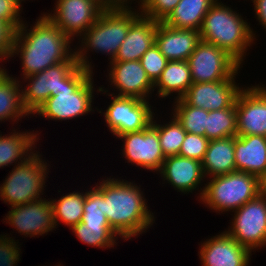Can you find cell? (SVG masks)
Returning a JSON list of instances; mask_svg holds the SVG:
<instances>
[{
    "mask_svg": "<svg viewBox=\"0 0 266 266\" xmlns=\"http://www.w3.org/2000/svg\"><path fill=\"white\" fill-rule=\"evenodd\" d=\"M41 15L29 29L24 20L16 30L11 58L16 54L21 58L22 78L60 62L76 61L73 42L46 15Z\"/></svg>",
    "mask_w": 266,
    "mask_h": 266,
    "instance_id": "1",
    "label": "cell"
},
{
    "mask_svg": "<svg viewBox=\"0 0 266 266\" xmlns=\"http://www.w3.org/2000/svg\"><path fill=\"white\" fill-rule=\"evenodd\" d=\"M100 181L96 186L104 194V214L121 239L127 241L140 236L153 225L154 213L148 209L140 185L116 177Z\"/></svg>",
    "mask_w": 266,
    "mask_h": 266,
    "instance_id": "2",
    "label": "cell"
},
{
    "mask_svg": "<svg viewBox=\"0 0 266 266\" xmlns=\"http://www.w3.org/2000/svg\"><path fill=\"white\" fill-rule=\"evenodd\" d=\"M140 16V9L132 8L131 5L103 10L97 21L79 38V46L75 47L77 64L93 72L88 56L89 50L108 55L109 61H113L127 36L129 27Z\"/></svg>",
    "mask_w": 266,
    "mask_h": 266,
    "instance_id": "3",
    "label": "cell"
},
{
    "mask_svg": "<svg viewBox=\"0 0 266 266\" xmlns=\"http://www.w3.org/2000/svg\"><path fill=\"white\" fill-rule=\"evenodd\" d=\"M199 32L202 41L223 49L241 66L256 39L250 23L219 0L206 13Z\"/></svg>",
    "mask_w": 266,
    "mask_h": 266,
    "instance_id": "4",
    "label": "cell"
},
{
    "mask_svg": "<svg viewBox=\"0 0 266 266\" xmlns=\"http://www.w3.org/2000/svg\"><path fill=\"white\" fill-rule=\"evenodd\" d=\"M94 73L77 66L64 80L56 96H50L34 113L45 119L67 121L88 115L93 109Z\"/></svg>",
    "mask_w": 266,
    "mask_h": 266,
    "instance_id": "5",
    "label": "cell"
},
{
    "mask_svg": "<svg viewBox=\"0 0 266 266\" xmlns=\"http://www.w3.org/2000/svg\"><path fill=\"white\" fill-rule=\"evenodd\" d=\"M207 181L200 202L219 214L234 212L260 194L259 178L245 172L235 171Z\"/></svg>",
    "mask_w": 266,
    "mask_h": 266,
    "instance_id": "6",
    "label": "cell"
},
{
    "mask_svg": "<svg viewBox=\"0 0 266 266\" xmlns=\"http://www.w3.org/2000/svg\"><path fill=\"white\" fill-rule=\"evenodd\" d=\"M41 156L37 150L26 161L13 166L11 173L9 171L3 184L0 185L1 201L12 207L42 198L50 171L49 164Z\"/></svg>",
    "mask_w": 266,
    "mask_h": 266,
    "instance_id": "7",
    "label": "cell"
},
{
    "mask_svg": "<svg viewBox=\"0 0 266 266\" xmlns=\"http://www.w3.org/2000/svg\"><path fill=\"white\" fill-rule=\"evenodd\" d=\"M103 88L99 86L96 93H105L112 101L105 111L101 109L98 112L103 113L106 126L116 139L120 135L146 129L151 124L154 110L149 99L115 96Z\"/></svg>",
    "mask_w": 266,
    "mask_h": 266,
    "instance_id": "8",
    "label": "cell"
},
{
    "mask_svg": "<svg viewBox=\"0 0 266 266\" xmlns=\"http://www.w3.org/2000/svg\"><path fill=\"white\" fill-rule=\"evenodd\" d=\"M187 61L192 83L218 82L236 78L242 67L226 51L202 40Z\"/></svg>",
    "mask_w": 266,
    "mask_h": 266,
    "instance_id": "9",
    "label": "cell"
},
{
    "mask_svg": "<svg viewBox=\"0 0 266 266\" xmlns=\"http://www.w3.org/2000/svg\"><path fill=\"white\" fill-rule=\"evenodd\" d=\"M231 226L225 230L251 252L266 246V197L259 194L234 211Z\"/></svg>",
    "mask_w": 266,
    "mask_h": 266,
    "instance_id": "10",
    "label": "cell"
},
{
    "mask_svg": "<svg viewBox=\"0 0 266 266\" xmlns=\"http://www.w3.org/2000/svg\"><path fill=\"white\" fill-rule=\"evenodd\" d=\"M54 8L44 15L71 41L75 40L74 37H81L103 11L92 0H56Z\"/></svg>",
    "mask_w": 266,
    "mask_h": 266,
    "instance_id": "11",
    "label": "cell"
},
{
    "mask_svg": "<svg viewBox=\"0 0 266 266\" xmlns=\"http://www.w3.org/2000/svg\"><path fill=\"white\" fill-rule=\"evenodd\" d=\"M77 66V61H64L23 78L22 82L28 81V84L22 85V102L30 113V118L31 114L33 115L50 96L57 95V91L63 85V80Z\"/></svg>",
    "mask_w": 266,
    "mask_h": 266,
    "instance_id": "12",
    "label": "cell"
},
{
    "mask_svg": "<svg viewBox=\"0 0 266 266\" xmlns=\"http://www.w3.org/2000/svg\"><path fill=\"white\" fill-rule=\"evenodd\" d=\"M117 138L123 141L121 153L128 163L158 174L165 156L159 142L158 131L151 124L146 129L126 133Z\"/></svg>",
    "mask_w": 266,
    "mask_h": 266,
    "instance_id": "13",
    "label": "cell"
},
{
    "mask_svg": "<svg viewBox=\"0 0 266 266\" xmlns=\"http://www.w3.org/2000/svg\"><path fill=\"white\" fill-rule=\"evenodd\" d=\"M246 87V88H245ZM237 95V135L266 137V86H245Z\"/></svg>",
    "mask_w": 266,
    "mask_h": 266,
    "instance_id": "14",
    "label": "cell"
},
{
    "mask_svg": "<svg viewBox=\"0 0 266 266\" xmlns=\"http://www.w3.org/2000/svg\"><path fill=\"white\" fill-rule=\"evenodd\" d=\"M43 197L37 201L12 206L6 223L25 237H39L54 230V214L51 201Z\"/></svg>",
    "mask_w": 266,
    "mask_h": 266,
    "instance_id": "15",
    "label": "cell"
},
{
    "mask_svg": "<svg viewBox=\"0 0 266 266\" xmlns=\"http://www.w3.org/2000/svg\"><path fill=\"white\" fill-rule=\"evenodd\" d=\"M108 81L112 85L114 91H119L116 94L120 97H134L142 100H147L152 97L154 92V84L147 77L139 60L109 62ZM151 94V95H150Z\"/></svg>",
    "mask_w": 266,
    "mask_h": 266,
    "instance_id": "16",
    "label": "cell"
},
{
    "mask_svg": "<svg viewBox=\"0 0 266 266\" xmlns=\"http://www.w3.org/2000/svg\"><path fill=\"white\" fill-rule=\"evenodd\" d=\"M236 78L218 82L192 83L182 99L191 106L206 111L230 108L243 87L235 82Z\"/></svg>",
    "mask_w": 266,
    "mask_h": 266,
    "instance_id": "17",
    "label": "cell"
},
{
    "mask_svg": "<svg viewBox=\"0 0 266 266\" xmlns=\"http://www.w3.org/2000/svg\"><path fill=\"white\" fill-rule=\"evenodd\" d=\"M202 266H248L252 252L226 231L206 239L199 248Z\"/></svg>",
    "mask_w": 266,
    "mask_h": 266,
    "instance_id": "18",
    "label": "cell"
},
{
    "mask_svg": "<svg viewBox=\"0 0 266 266\" xmlns=\"http://www.w3.org/2000/svg\"><path fill=\"white\" fill-rule=\"evenodd\" d=\"M160 173L161 179L173 186L177 192L180 193H193L198 190L200 194L197 198L201 200L205 186L203 188L199 186L205 182L206 178L203 172V167L200 161L183 157L180 155L166 157L163 161V165ZM203 181V182H202Z\"/></svg>",
    "mask_w": 266,
    "mask_h": 266,
    "instance_id": "19",
    "label": "cell"
},
{
    "mask_svg": "<svg viewBox=\"0 0 266 266\" xmlns=\"http://www.w3.org/2000/svg\"><path fill=\"white\" fill-rule=\"evenodd\" d=\"M200 41L199 30L176 29L158 22L155 44L169 61H187Z\"/></svg>",
    "mask_w": 266,
    "mask_h": 266,
    "instance_id": "20",
    "label": "cell"
},
{
    "mask_svg": "<svg viewBox=\"0 0 266 266\" xmlns=\"http://www.w3.org/2000/svg\"><path fill=\"white\" fill-rule=\"evenodd\" d=\"M158 22L140 16L130 27L119 51L111 62L140 60L143 54L155 44Z\"/></svg>",
    "mask_w": 266,
    "mask_h": 266,
    "instance_id": "21",
    "label": "cell"
},
{
    "mask_svg": "<svg viewBox=\"0 0 266 266\" xmlns=\"http://www.w3.org/2000/svg\"><path fill=\"white\" fill-rule=\"evenodd\" d=\"M236 171L260 178L266 172V137L234 136Z\"/></svg>",
    "mask_w": 266,
    "mask_h": 266,
    "instance_id": "22",
    "label": "cell"
},
{
    "mask_svg": "<svg viewBox=\"0 0 266 266\" xmlns=\"http://www.w3.org/2000/svg\"><path fill=\"white\" fill-rule=\"evenodd\" d=\"M10 134L0 133V168L8 167L9 165L20 164L30 158L36 150L35 144L38 142V131H16ZM38 133V134H37ZM14 163V164H13Z\"/></svg>",
    "mask_w": 266,
    "mask_h": 266,
    "instance_id": "23",
    "label": "cell"
},
{
    "mask_svg": "<svg viewBox=\"0 0 266 266\" xmlns=\"http://www.w3.org/2000/svg\"><path fill=\"white\" fill-rule=\"evenodd\" d=\"M3 68H2V67ZM7 69L0 65V122L6 120L18 123L30 113L22 102V82L17 77L9 76Z\"/></svg>",
    "mask_w": 266,
    "mask_h": 266,
    "instance_id": "24",
    "label": "cell"
},
{
    "mask_svg": "<svg viewBox=\"0 0 266 266\" xmlns=\"http://www.w3.org/2000/svg\"><path fill=\"white\" fill-rule=\"evenodd\" d=\"M234 136L210 140L201 162L207 179L236 171Z\"/></svg>",
    "mask_w": 266,
    "mask_h": 266,
    "instance_id": "25",
    "label": "cell"
},
{
    "mask_svg": "<svg viewBox=\"0 0 266 266\" xmlns=\"http://www.w3.org/2000/svg\"><path fill=\"white\" fill-rule=\"evenodd\" d=\"M192 85V77L188 61H168L158 80L154 83L158 97L168 98L173 94L174 100L182 98Z\"/></svg>",
    "mask_w": 266,
    "mask_h": 266,
    "instance_id": "26",
    "label": "cell"
},
{
    "mask_svg": "<svg viewBox=\"0 0 266 266\" xmlns=\"http://www.w3.org/2000/svg\"><path fill=\"white\" fill-rule=\"evenodd\" d=\"M217 0H180L162 22L176 29L200 30L203 19Z\"/></svg>",
    "mask_w": 266,
    "mask_h": 266,
    "instance_id": "27",
    "label": "cell"
},
{
    "mask_svg": "<svg viewBox=\"0 0 266 266\" xmlns=\"http://www.w3.org/2000/svg\"><path fill=\"white\" fill-rule=\"evenodd\" d=\"M86 191L83 192H70L62 196L57 200L51 199L53 205L54 223L55 227L59 226L61 221L65 226L71 229L74 225H77L82 221L84 213Z\"/></svg>",
    "mask_w": 266,
    "mask_h": 266,
    "instance_id": "28",
    "label": "cell"
},
{
    "mask_svg": "<svg viewBox=\"0 0 266 266\" xmlns=\"http://www.w3.org/2000/svg\"><path fill=\"white\" fill-rule=\"evenodd\" d=\"M237 135V114L235 103L230 108L209 111L205 126V136L217 140Z\"/></svg>",
    "mask_w": 266,
    "mask_h": 266,
    "instance_id": "29",
    "label": "cell"
},
{
    "mask_svg": "<svg viewBox=\"0 0 266 266\" xmlns=\"http://www.w3.org/2000/svg\"><path fill=\"white\" fill-rule=\"evenodd\" d=\"M153 115L151 125L158 131L159 142L162 152L166 157L179 155L181 145L185 139L186 131L182 128L181 123L173 115L168 123H157Z\"/></svg>",
    "mask_w": 266,
    "mask_h": 266,
    "instance_id": "30",
    "label": "cell"
},
{
    "mask_svg": "<svg viewBox=\"0 0 266 266\" xmlns=\"http://www.w3.org/2000/svg\"><path fill=\"white\" fill-rule=\"evenodd\" d=\"M172 106L171 116L176 117L187 133L205 136L209 111L188 105L182 98L175 100Z\"/></svg>",
    "mask_w": 266,
    "mask_h": 266,
    "instance_id": "31",
    "label": "cell"
},
{
    "mask_svg": "<svg viewBox=\"0 0 266 266\" xmlns=\"http://www.w3.org/2000/svg\"><path fill=\"white\" fill-rule=\"evenodd\" d=\"M71 230L82 243L101 249L114 248L120 238L110 226L84 225L80 222Z\"/></svg>",
    "mask_w": 266,
    "mask_h": 266,
    "instance_id": "32",
    "label": "cell"
},
{
    "mask_svg": "<svg viewBox=\"0 0 266 266\" xmlns=\"http://www.w3.org/2000/svg\"><path fill=\"white\" fill-rule=\"evenodd\" d=\"M83 210L84 225L110 226L104 214V194L96 185L86 191Z\"/></svg>",
    "mask_w": 266,
    "mask_h": 266,
    "instance_id": "33",
    "label": "cell"
},
{
    "mask_svg": "<svg viewBox=\"0 0 266 266\" xmlns=\"http://www.w3.org/2000/svg\"><path fill=\"white\" fill-rule=\"evenodd\" d=\"M139 61L147 77L154 84L160 77L169 60L160 52L159 47L153 44Z\"/></svg>",
    "mask_w": 266,
    "mask_h": 266,
    "instance_id": "34",
    "label": "cell"
},
{
    "mask_svg": "<svg viewBox=\"0 0 266 266\" xmlns=\"http://www.w3.org/2000/svg\"><path fill=\"white\" fill-rule=\"evenodd\" d=\"M180 0H143L137 9L142 16L163 22L177 6Z\"/></svg>",
    "mask_w": 266,
    "mask_h": 266,
    "instance_id": "35",
    "label": "cell"
},
{
    "mask_svg": "<svg viewBox=\"0 0 266 266\" xmlns=\"http://www.w3.org/2000/svg\"><path fill=\"white\" fill-rule=\"evenodd\" d=\"M209 141L210 140L206 136L186 133L179 155L202 162L207 151Z\"/></svg>",
    "mask_w": 266,
    "mask_h": 266,
    "instance_id": "36",
    "label": "cell"
},
{
    "mask_svg": "<svg viewBox=\"0 0 266 266\" xmlns=\"http://www.w3.org/2000/svg\"><path fill=\"white\" fill-rule=\"evenodd\" d=\"M7 234L0 235V266H16L20 261L19 242Z\"/></svg>",
    "mask_w": 266,
    "mask_h": 266,
    "instance_id": "37",
    "label": "cell"
},
{
    "mask_svg": "<svg viewBox=\"0 0 266 266\" xmlns=\"http://www.w3.org/2000/svg\"><path fill=\"white\" fill-rule=\"evenodd\" d=\"M21 12L22 8L15 0H0V21L10 24L15 30L24 23Z\"/></svg>",
    "mask_w": 266,
    "mask_h": 266,
    "instance_id": "38",
    "label": "cell"
},
{
    "mask_svg": "<svg viewBox=\"0 0 266 266\" xmlns=\"http://www.w3.org/2000/svg\"><path fill=\"white\" fill-rule=\"evenodd\" d=\"M16 30L8 23L0 21V63L11 59Z\"/></svg>",
    "mask_w": 266,
    "mask_h": 266,
    "instance_id": "39",
    "label": "cell"
},
{
    "mask_svg": "<svg viewBox=\"0 0 266 266\" xmlns=\"http://www.w3.org/2000/svg\"><path fill=\"white\" fill-rule=\"evenodd\" d=\"M252 3L257 21L266 30V0H254Z\"/></svg>",
    "mask_w": 266,
    "mask_h": 266,
    "instance_id": "40",
    "label": "cell"
},
{
    "mask_svg": "<svg viewBox=\"0 0 266 266\" xmlns=\"http://www.w3.org/2000/svg\"><path fill=\"white\" fill-rule=\"evenodd\" d=\"M103 10H113L124 6L120 0H92Z\"/></svg>",
    "mask_w": 266,
    "mask_h": 266,
    "instance_id": "41",
    "label": "cell"
},
{
    "mask_svg": "<svg viewBox=\"0 0 266 266\" xmlns=\"http://www.w3.org/2000/svg\"><path fill=\"white\" fill-rule=\"evenodd\" d=\"M259 193L266 197V172L259 178Z\"/></svg>",
    "mask_w": 266,
    "mask_h": 266,
    "instance_id": "42",
    "label": "cell"
},
{
    "mask_svg": "<svg viewBox=\"0 0 266 266\" xmlns=\"http://www.w3.org/2000/svg\"><path fill=\"white\" fill-rule=\"evenodd\" d=\"M132 1L134 2L135 0H120V2L123 5H126V6H129V4L131 5L132 4ZM136 2L138 3L137 5L139 6V4H141L143 2V0H138V1L136 0Z\"/></svg>",
    "mask_w": 266,
    "mask_h": 266,
    "instance_id": "43",
    "label": "cell"
},
{
    "mask_svg": "<svg viewBox=\"0 0 266 266\" xmlns=\"http://www.w3.org/2000/svg\"><path fill=\"white\" fill-rule=\"evenodd\" d=\"M15 1L23 9L22 2H24L25 0H15Z\"/></svg>",
    "mask_w": 266,
    "mask_h": 266,
    "instance_id": "44",
    "label": "cell"
}]
</instances>
